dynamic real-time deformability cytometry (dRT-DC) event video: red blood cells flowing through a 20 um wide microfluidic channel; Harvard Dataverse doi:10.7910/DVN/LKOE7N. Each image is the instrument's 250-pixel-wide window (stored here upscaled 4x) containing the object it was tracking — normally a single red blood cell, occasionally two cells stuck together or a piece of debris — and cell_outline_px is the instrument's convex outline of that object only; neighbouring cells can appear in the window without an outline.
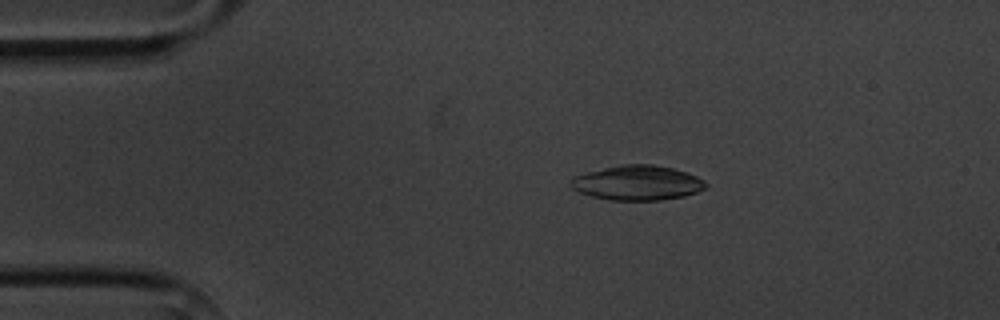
{"species": "common noctule bat (a hibernating species)", "species_latin": "Nyctalus noctula", "temperature_condition": "cold", "stored_images_in_passage": 5, "camera_frame_rate_fps": 3000, "um_per_image_px": 0.085, "animal": {"sex": "male", "body_mass_g": 20.1, "forearm_length_mm": 53.5}, "frame": {"image": 1, "passage_image": 3, "time_ms": 2.333, "image_size_px": [1000, 320], "cell_outline_px": [[708, 188], [684, 196], [660, 200], [608, 200], [592, 196], [580, 192], [572, 188], [572, 176], [620, 164], [652, 164], [672, 168], [696, 176], [704, 180], [708, 184]], "centroid_in_image_um": [54.2, 15.54], "position_along_channel_um": 30.8, "area_um2": 27.22}}